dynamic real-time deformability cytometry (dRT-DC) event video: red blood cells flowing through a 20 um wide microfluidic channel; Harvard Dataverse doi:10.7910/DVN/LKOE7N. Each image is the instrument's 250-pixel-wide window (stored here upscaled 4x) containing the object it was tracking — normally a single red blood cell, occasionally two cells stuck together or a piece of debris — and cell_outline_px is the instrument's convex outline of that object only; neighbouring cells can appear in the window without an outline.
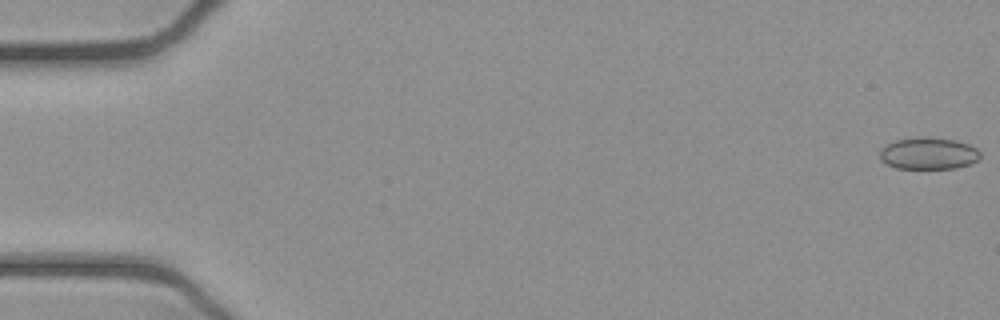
{"species": "common noctule bat (a hibernating species)", "species_latin": "Nyctalus noctula", "temperature_condition": "cold", "stored_images_in_passage": 53, "camera_frame_rate_fps": 3000, "um_per_image_px": 0.085, "animal": {"sex": "female", "body_mass_g": 21.9}, "frame": {"image": 1, "passage_image": 1, "time_ms": 0.0, "image_size_px": [1000, 320], "cell_outline_px": [[980, 156], [972, 164], [956, 168], [896, 168], [888, 164], [880, 156], [880, 148], [896, 140], [920, 136], [924, 136], [956, 140], [968, 144], [976, 148], [980, 152]], "centroid_in_image_um": [78.95, 13.03], "position_along_channel_um": 6.1, "area_um2": 18.61}}
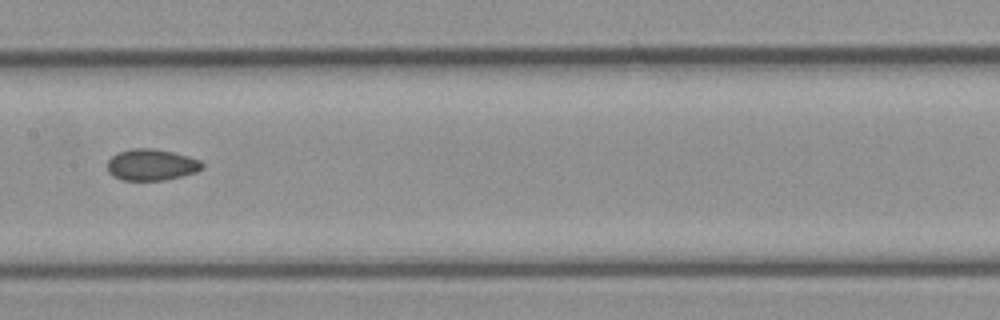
{"frame": {"image": 2, "passage_image": 27, "time_ms": 8.667, "image_size_px": [1000, 320], "cell_outline_px": [[204, 168], [196, 172], [164, 180], [120, 180], [112, 176], [108, 172], [108, 160], [112, 156], [120, 152], [132, 148], [152, 148], [172, 152], [188, 156], [200, 160], [204, 164]], "centroid_in_image_um": [12.87, 14.01], "position_along_channel_um": 194.5, "area_um2": 17.34}}
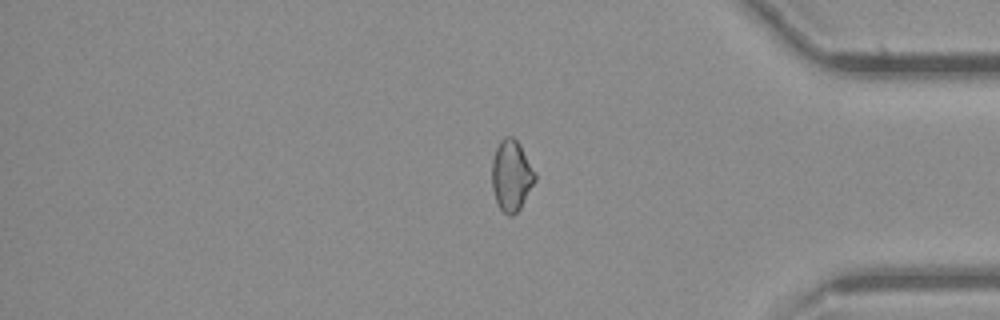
{"frame": {"image": 3, "passage_image": 44, "time_ms": 14.333, "image_size_px": [1000, 320], "cell_outline_px": [[536, 180], [520, 208], [512, 216], [508, 216], [500, 208], [496, 200], [492, 188], [492, 160], [496, 148], [500, 140], [504, 136], [512, 136], [520, 144], [536, 172]], "centroid_in_image_um": [43.47, 14.9], "position_along_channel_um": 391.7, "area_um2": 17.86}, "authors_computed_cell_mechanics": {"area_um2": 17.6868, "velocity_mm_per_s": 3.9033, "shape_relaxation_time_tau1_ms": null, "shape_relaxation_time_tau2_ms": 3.2358, "deformation_change_tau1": null, "deformation_change_tau2": 0.0726}}